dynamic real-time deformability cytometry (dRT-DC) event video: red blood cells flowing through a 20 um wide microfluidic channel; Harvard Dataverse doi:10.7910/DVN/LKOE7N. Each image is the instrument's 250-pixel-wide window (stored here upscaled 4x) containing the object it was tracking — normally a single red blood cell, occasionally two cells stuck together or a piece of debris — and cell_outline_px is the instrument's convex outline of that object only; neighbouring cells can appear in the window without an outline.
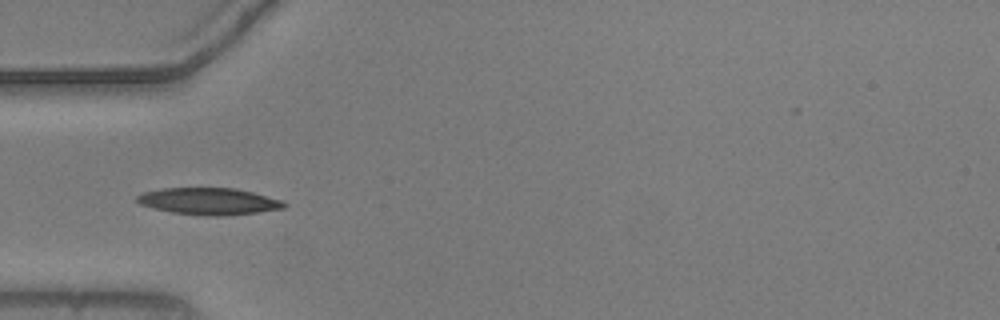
{"species": "common noctule bat (a hibernating species)", "species_latin": "Nyctalus noctula", "temperature_condition": "warm", "stored_images_in_passage": 36, "camera_frame_rate_fps": 3000, "um_per_image_px": 0.085, "animal": {"sex": "male", "body_mass_g": 20.5, "forearm_length_mm": 52.5}, "frame": {"image": 1, "passage_image": 1, "time_ms": 0.0, "image_size_px": [1000, 320], "cell_outline_px": [[288, 204], [284, 208], [260, 212], [224, 216], [204, 216], [172, 212], [152, 208], [140, 204], [136, 200], [136, 196], [144, 192], [160, 188], [236, 188], [284, 200]], "centroid_in_image_um": [17.78, 17.11], "position_along_channel_um": 67.2, "area_um2": 23.24}}
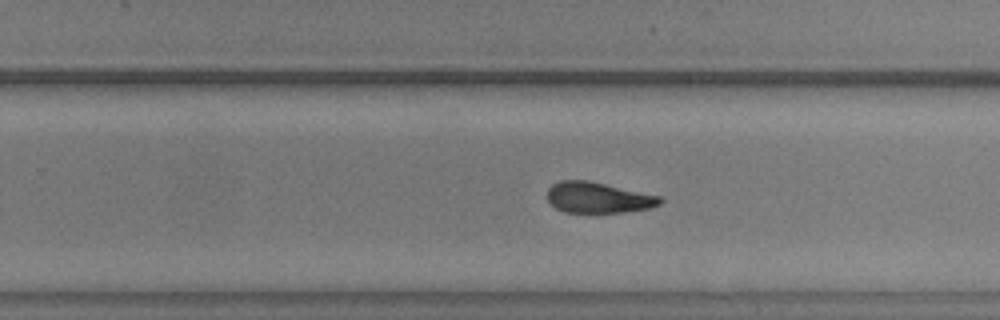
{"frame": {"image": 2, "passage_image": 18, "time_ms": 5.667, "image_size_px": [1000, 320], "cell_outline_px": [[664, 200], [660, 204], [648, 208], [624, 212], [564, 212], [556, 208], [548, 200], [548, 188], [552, 184], [560, 180], [588, 180], [660, 196]], "centroid_in_image_um": [50.83, 16.79], "position_along_channel_um": 279.0, "area_um2": 20.11}}
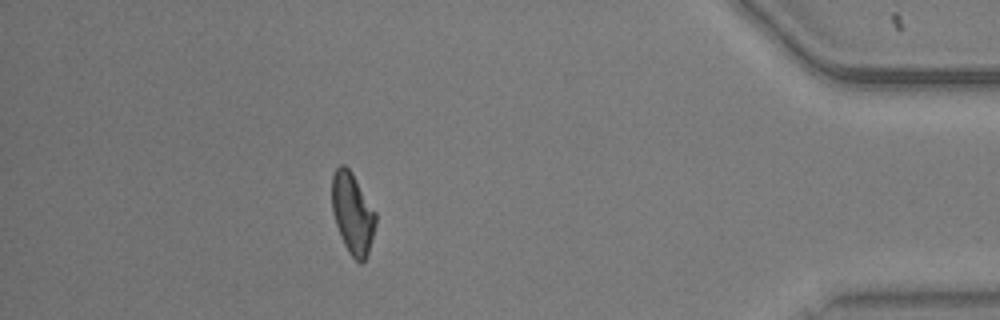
{"frame": {"image": 3, "passage_image": 32, "time_ms": 10.333, "image_size_px": [1000, 320], "cell_outline_px": [[376, 224], [368, 256], [360, 264], [348, 252], [340, 236], [332, 212], [332, 176], [336, 168], [340, 164], [344, 164], [352, 172], [376, 212]], "centroid_in_image_um": [29.97, 18.14], "position_along_channel_um": 405.2, "area_um2": 20.81}}